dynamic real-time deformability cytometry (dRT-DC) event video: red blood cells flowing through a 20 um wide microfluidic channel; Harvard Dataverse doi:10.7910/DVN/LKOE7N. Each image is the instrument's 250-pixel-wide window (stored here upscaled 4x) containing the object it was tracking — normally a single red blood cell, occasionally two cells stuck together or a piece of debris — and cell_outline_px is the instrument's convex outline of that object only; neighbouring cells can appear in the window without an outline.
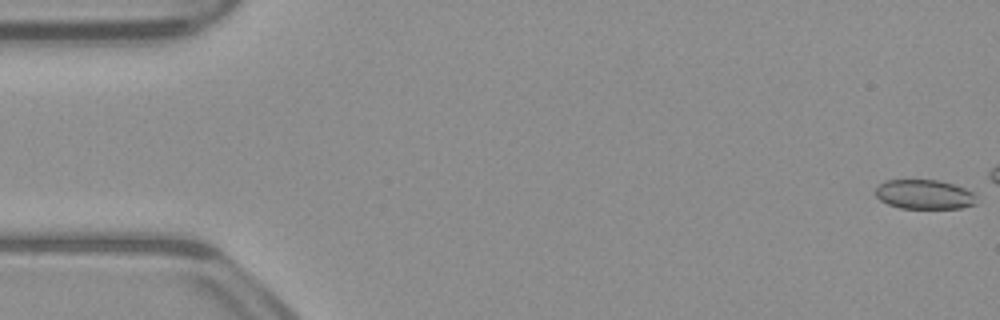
{"species": "common noctule bat (a hibernating species)", "species_latin": "Nyctalus noctula", "temperature_condition": "warm", "stored_images_in_passage": 12, "camera_frame_rate_fps": 3000, "um_per_image_px": 0.085, "animal": {"sex": "male", "body_mass_g": 23.1, "forearm_length_mm": 52.7}, "frame": {"image": 1, "passage_image": 1, "time_ms": 0.0, "image_size_px": [1000, 320], "cell_outline_px": [[976, 204], [960, 208], [900, 208], [888, 204], [880, 200], [876, 196], [876, 188], [884, 180], [940, 180], [964, 188], [972, 192]], "centroid_in_image_um": [78.54, 16.52], "position_along_channel_um": 6.5, "area_um2": 17.17}}